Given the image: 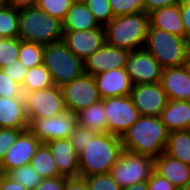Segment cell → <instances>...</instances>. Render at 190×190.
<instances>
[{"label":"cell","instance_id":"83f0119b","mask_svg":"<svg viewBox=\"0 0 190 190\" xmlns=\"http://www.w3.org/2000/svg\"><path fill=\"white\" fill-rule=\"evenodd\" d=\"M54 86L50 72L44 64L28 69L22 84V91L25 95L28 92L50 88Z\"/></svg>","mask_w":190,"mask_h":190},{"label":"cell","instance_id":"e0dca14e","mask_svg":"<svg viewBox=\"0 0 190 190\" xmlns=\"http://www.w3.org/2000/svg\"><path fill=\"white\" fill-rule=\"evenodd\" d=\"M160 84L168 100L190 101V72L186 64L164 68Z\"/></svg>","mask_w":190,"mask_h":190},{"label":"cell","instance_id":"9c48e42d","mask_svg":"<svg viewBox=\"0 0 190 190\" xmlns=\"http://www.w3.org/2000/svg\"><path fill=\"white\" fill-rule=\"evenodd\" d=\"M101 100L107 117L108 133L112 135L122 137L141 116L130 96H114Z\"/></svg>","mask_w":190,"mask_h":190},{"label":"cell","instance_id":"ac0fdd59","mask_svg":"<svg viewBox=\"0 0 190 190\" xmlns=\"http://www.w3.org/2000/svg\"><path fill=\"white\" fill-rule=\"evenodd\" d=\"M101 99L129 96L133 84L124 68L111 69L94 76Z\"/></svg>","mask_w":190,"mask_h":190},{"label":"cell","instance_id":"816d5d0a","mask_svg":"<svg viewBox=\"0 0 190 190\" xmlns=\"http://www.w3.org/2000/svg\"><path fill=\"white\" fill-rule=\"evenodd\" d=\"M73 2L86 3L88 0H72Z\"/></svg>","mask_w":190,"mask_h":190},{"label":"cell","instance_id":"f35d334b","mask_svg":"<svg viewBox=\"0 0 190 190\" xmlns=\"http://www.w3.org/2000/svg\"><path fill=\"white\" fill-rule=\"evenodd\" d=\"M24 130L27 129L0 128V163Z\"/></svg>","mask_w":190,"mask_h":190},{"label":"cell","instance_id":"f1b7e54d","mask_svg":"<svg viewBox=\"0 0 190 190\" xmlns=\"http://www.w3.org/2000/svg\"><path fill=\"white\" fill-rule=\"evenodd\" d=\"M19 10L10 6L0 9V38H18Z\"/></svg>","mask_w":190,"mask_h":190},{"label":"cell","instance_id":"9a60e30c","mask_svg":"<svg viewBox=\"0 0 190 190\" xmlns=\"http://www.w3.org/2000/svg\"><path fill=\"white\" fill-rule=\"evenodd\" d=\"M62 41L67 48L83 61L99 50L105 42L104 26L81 31H63Z\"/></svg>","mask_w":190,"mask_h":190},{"label":"cell","instance_id":"d4e9b609","mask_svg":"<svg viewBox=\"0 0 190 190\" xmlns=\"http://www.w3.org/2000/svg\"><path fill=\"white\" fill-rule=\"evenodd\" d=\"M76 114L79 126L96 131L97 133H108L107 117L102 100L87 108H83Z\"/></svg>","mask_w":190,"mask_h":190},{"label":"cell","instance_id":"8992f818","mask_svg":"<svg viewBox=\"0 0 190 190\" xmlns=\"http://www.w3.org/2000/svg\"><path fill=\"white\" fill-rule=\"evenodd\" d=\"M43 64L57 87H62L85 73L84 61L75 56L62 40L44 46Z\"/></svg>","mask_w":190,"mask_h":190},{"label":"cell","instance_id":"7c38bea8","mask_svg":"<svg viewBox=\"0 0 190 190\" xmlns=\"http://www.w3.org/2000/svg\"><path fill=\"white\" fill-rule=\"evenodd\" d=\"M124 69L133 85L158 83L163 70L145 48L130 52Z\"/></svg>","mask_w":190,"mask_h":190},{"label":"cell","instance_id":"bcb514c9","mask_svg":"<svg viewBox=\"0 0 190 190\" xmlns=\"http://www.w3.org/2000/svg\"><path fill=\"white\" fill-rule=\"evenodd\" d=\"M0 190H26L20 183L13 181L6 174L0 173Z\"/></svg>","mask_w":190,"mask_h":190},{"label":"cell","instance_id":"f907efd6","mask_svg":"<svg viewBox=\"0 0 190 190\" xmlns=\"http://www.w3.org/2000/svg\"><path fill=\"white\" fill-rule=\"evenodd\" d=\"M179 190H190V182L185 186H183L182 188H180Z\"/></svg>","mask_w":190,"mask_h":190},{"label":"cell","instance_id":"d6a6232c","mask_svg":"<svg viewBox=\"0 0 190 190\" xmlns=\"http://www.w3.org/2000/svg\"><path fill=\"white\" fill-rule=\"evenodd\" d=\"M20 38H0V69L18 60Z\"/></svg>","mask_w":190,"mask_h":190},{"label":"cell","instance_id":"277c9868","mask_svg":"<svg viewBox=\"0 0 190 190\" xmlns=\"http://www.w3.org/2000/svg\"><path fill=\"white\" fill-rule=\"evenodd\" d=\"M18 38L43 46L59 42L63 38V22L37 6L21 9Z\"/></svg>","mask_w":190,"mask_h":190},{"label":"cell","instance_id":"d6986e66","mask_svg":"<svg viewBox=\"0 0 190 190\" xmlns=\"http://www.w3.org/2000/svg\"><path fill=\"white\" fill-rule=\"evenodd\" d=\"M45 144L50 149L61 176L67 178L79 176L78 152L69 138L47 141Z\"/></svg>","mask_w":190,"mask_h":190},{"label":"cell","instance_id":"7a4b0ae2","mask_svg":"<svg viewBox=\"0 0 190 190\" xmlns=\"http://www.w3.org/2000/svg\"><path fill=\"white\" fill-rule=\"evenodd\" d=\"M123 152L121 137L97 133L78 153L79 176L109 173Z\"/></svg>","mask_w":190,"mask_h":190},{"label":"cell","instance_id":"74e56055","mask_svg":"<svg viewBox=\"0 0 190 190\" xmlns=\"http://www.w3.org/2000/svg\"><path fill=\"white\" fill-rule=\"evenodd\" d=\"M24 97L22 86L12 81L6 73L0 69V97Z\"/></svg>","mask_w":190,"mask_h":190},{"label":"cell","instance_id":"681fc988","mask_svg":"<svg viewBox=\"0 0 190 190\" xmlns=\"http://www.w3.org/2000/svg\"><path fill=\"white\" fill-rule=\"evenodd\" d=\"M8 6L7 0H0V9L6 8Z\"/></svg>","mask_w":190,"mask_h":190},{"label":"cell","instance_id":"7bdbcfd3","mask_svg":"<svg viewBox=\"0 0 190 190\" xmlns=\"http://www.w3.org/2000/svg\"><path fill=\"white\" fill-rule=\"evenodd\" d=\"M181 1L182 0H143L144 12L149 14L158 8L180 4Z\"/></svg>","mask_w":190,"mask_h":190},{"label":"cell","instance_id":"30bf717a","mask_svg":"<svg viewBox=\"0 0 190 190\" xmlns=\"http://www.w3.org/2000/svg\"><path fill=\"white\" fill-rule=\"evenodd\" d=\"M66 110L77 113L101 100L93 75L84 73L61 87Z\"/></svg>","mask_w":190,"mask_h":190},{"label":"cell","instance_id":"d590c367","mask_svg":"<svg viewBox=\"0 0 190 190\" xmlns=\"http://www.w3.org/2000/svg\"><path fill=\"white\" fill-rule=\"evenodd\" d=\"M88 190H121L119 184L109 173L84 177Z\"/></svg>","mask_w":190,"mask_h":190},{"label":"cell","instance_id":"ab89813d","mask_svg":"<svg viewBox=\"0 0 190 190\" xmlns=\"http://www.w3.org/2000/svg\"><path fill=\"white\" fill-rule=\"evenodd\" d=\"M2 70L12 81L21 86L28 72V68L25 67L19 59L13 61L11 64L6 65L4 68H2Z\"/></svg>","mask_w":190,"mask_h":190},{"label":"cell","instance_id":"60d3db41","mask_svg":"<svg viewBox=\"0 0 190 190\" xmlns=\"http://www.w3.org/2000/svg\"><path fill=\"white\" fill-rule=\"evenodd\" d=\"M66 177L59 176L42 179L34 190H65Z\"/></svg>","mask_w":190,"mask_h":190},{"label":"cell","instance_id":"2e32d148","mask_svg":"<svg viewBox=\"0 0 190 190\" xmlns=\"http://www.w3.org/2000/svg\"><path fill=\"white\" fill-rule=\"evenodd\" d=\"M130 51L115 47L107 42L84 60L86 74L97 75L111 69L125 68Z\"/></svg>","mask_w":190,"mask_h":190},{"label":"cell","instance_id":"3957f363","mask_svg":"<svg viewBox=\"0 0 190 190\" xmlns=\"http://www.w3.org/2000/svg\"><path fill=\"white\" fill-rule=\"evenodd\" d=\"M149 26L145 12L114 17L104 26L105 42L130 52L144 48Z\"/></svg>","mask_w":190,"mask_h":190},{"label":"cell","instance_id":"1f68e13d","mask_svg":"<svg viewBox=\"0 0 190 190\" xmlns=\"http://www.w3.org/2000/svg\"><path fill=\"white\" fill-rule=\"evenodd\" d=\"M72 3V0H38L36 6L48 15L63 22Z\"/></svg>","mask_w":190,"mask_h":190},{"label":"cell","instance_id":"b9f144b4","mask_svg":"<svg viewBox=\"0 0 190 190\" xmlns=\"http://www.w3.org/2000/svg\"><path fill=\"white\" fill-rule=\"evenodd\" d=\"M149 190H178L170 181L160 176L155 171L147 181Z\"/></svg>","mask_w":190,"mask_h":190},{"label":"cell","instance_id":"8d00e7d4","mask_svg":"<svg viewBox=\"0 0 190 190\" xmlns=\"http://www.w3.org/2000/svg\"><path fill=\"white\" fill-rule=\"evenodd\" d=\"M96 134V131L77 125L69 136V139L74 149L79 153L85 148L89 139L93 138Z\"/></svg>","mask_w":190,"mask_h":190},{"label":"cell","instance_id":"cb8c5ba5","mask_svg":"<svg viewBox=\"0 0 190 190\" xmlns=\"http://www.w3.org/2000/svg\"><path fill=\"white\" fill-rule=\"evenodd\" d=\"M100 25L95 20L86 3L73 2L63 21V31L96 29Z\"/></svg>","mask_w":190,"mask_h":190},{"label":"cell","instance_id":"f6af8a7d","mask_svg":"<svg viewBox=\"0 0 190 190\" xmlns=\"http://www.w3.org/2000/svg\"><path fill=\"white\" fill-rule=\"evenodd\" d=\"M65 190H88L87 182L84 177H66Z\"/></svg>","mask_w":190,"mask_h":190},{"label":"cell","instance_id":"484cf974","mask_svg":"<svg viewBox=\"0 0 190 190\" xmlns=\"http://www.w3.org/2000/svg\"><path fill=\"white\" fill-rule=\"evenodd\" d=\"M165 153L190 165V129L170 132Z\"/></svg>","mask_w":190,"mask_h":190},{"label":"cell","instance_id":"4fadbf2b","mask_svg":"<svg viewBox=\"0 0 190 190\" xmlns=\"http://www.w3.org/2000/svg\"><path fill=\"white\" fill-rule=\"evenodd\" d=\"M129 96L140 115L160 116L168 102L160 82L133 85Z\"/></svg>","mask_w":190,"mask_h":190},{"label":"cell","instance_id":"c3c4849f","mask_svg":"<svg viewBox=\"0 0 190 190\" xmlns=\"http://www.w3.org/2000/svg\"><path fill=\"white\" fill-rule=\"evenodd\" d=\"M121 190H149L147 181L142 183H136L129 187L122 188Z\"/></svg>","mask_w":190,"mask_h":190},{"label":"cell","instance_id":"ffe728a7","mask_svg":"<svg viewBox=\"0 0 190 190\" xmlns=\"http://www.w3.org/2000/svg\"><path fill=\"white\" fill-rule=\"evenodd\" d=\"M154 171L170 181L178 190L190 182V165L165 152L154 159Z\"/></svg>","mask_w":190,"mask_h":190},{"label":"cell","instance_id":"603a6c76","mask_svg":"<svg viewBox=\"0 0 190 190\" xmlns=\"http://www.w3.org/2000/svg\"><path fill=\"white\" fill-rule=\"evenodd\" d=\"M160 118L169 133L190 129V101L168 100Z\"/></svg>","mask_w":190,"mask_h":190},{"label":"cell","instance_id":"5bb4252c","mask_svg":"<svg viewBox=\"0 0 190 190\" xmlns=\"http://www.w3.org/2000/svg\"><path fill=\"white\" fill-rule=\"evenodd\" d=\"M41 144L38 138L28 129L24 130L6 152L0 163V173L7 174L15 168L30 164L32 157Z\"/></svg>","mask_w":190,"mask_h":190},{"label":"cell","instance_id":"ee69618b","mask_svg":"<svg viewBox=\"0 0 190 190\" xmlns=\"http://www.w3.org/2000/svg\"><path fill=\"white\" fill-rule=\"evenodd\" d=\"M180 10L185 29V38L190 43V0H182Z\"/></svg>","mask_w":190,"mask_h":190},{"label":"cell","instance_id":"44dd1931","mask_svg":"<svg viewBox=\"0 0 190 190\" xmlns=\"http://www.w3.org/2000/svg\"><path fill=\"white\" fill-rule=\"evenodd\" d=\"M24 97H0V128L28 129Z\"/></svg>","mask_w":190,"mask_h":190},{"label":"cell","instance_id":"5b68a950","mask_svg":"<svg viewBox=\"0 0 190 190\" xmlns=\"http://www.w3.org/2000/svg\"><path fill=\"white\" fill-rule=\"evenodd\" d=\"M144 48L157 60L161 67H178L187 64L190 43L186 38L168 31L148 26Z\"/></svg>","mask_w":190,"mask_h":190},{"label":"cell","instance_id":"7dc6e473","mask_svg":"<svg viewBox=\"0 0 190 190\" xmlns=\"http://www.w3.org/2000/svg\"><path fill=\"white\" fill-rule=\"evenodd\" d=\"M8 6L16 9L21 10L27 7L36 6L38 0H7Z\"/></svg>","mask_w":190,"mask_h":190},{"label":"cell","instance_id":"4dcf8cb0","mask_svg":"<svg viewBox=\"0 0 190 190\" xmlns=\"http://www.w3.org/2000/svg\"><path fill=\"white\" fill-rule=\"evenodd\" d=\"M6 175L13 181L20 183L26 190H34L42 180L31 164L15 168Z\"/></svg>","mask_w":190,"mask_h":190},{"label":"cell","instance_id":"8fae6325","mask_svg":"<svg viewBox=\"0 0 190 190\" xmlns=\"http://www.w3.org/2000/svg\"><path fill=\"white\" fill-rule=\"evenodd\" d=\"M77 125V114L66 110L54 117L33 119L29 123L28 130L41 143H46L56 139L69 138Z\"/></svg>","mask_w":190,"mask_h":190},{"label":"cell","instance_id":"7402d4cb","mask_svg":"<svg viewBox=\"0 0 190 190\" xmlns=\"http://www.w3.org/2000/svg\"><path fill=\"white\" fill-rule=\"evenodd\" d=\"M148 15L149 25L151 27L165 30L173 35L185 38V29L181 17L180 4L158 8L150 12Z\"/></svg>","mask_w":190,"mask_h":190},{"label":"cell","instance_id":"e575fe53","mask_svg":"<svg viewBox=\"0 0 190 190\" xmlns=\"http://www.w3.org/2000/svg\"><path fill=\"white\" fill-rule=\"evenodd\" d=\"M114 17L144 12L143 0H108Z\"/></svg>","mask_w":190,"mask_h":190},{"label":"cell","instance_id":"f5cc1de1","mask_svg":"<svg viewBox=\"0 0 190 190\" xmlns=\"http://www.w3.org/2000/svg\"><path fill=\"white\" fill-rule=\"evenodd\" d=\"M187 67H188V70H189V72H190V56H189V58H188V61H187Z\"/></svg>","mask_w":190,"mask_h":190},{"label":"cell","instance_id":"52a82bcc","mask_svg":"<svg viewBox=\"0 0 190 190\" xmlns=\"http://www.w3.org/2000/svg\"><path fill=\"white\" fill-rule=\"evenodd\" d=\"M154 172V158L123 149L109 174L122 188L148 181Z\"/></svg>","mask_w":190,"mask_h":190},{"label":"cell","instance_id":"f546056e","mask_svg":"<svg viewBox=\"0 0 190 190\" xmlns=\"http://www.w3.org/2000/svg\"><path fill=\"white\" fill-rule=\"evenodd\" d=\"M44 46L20 39L19 60L29 68L43 64Z\"/></svg>","mask_w":190,"mask_h":190},{"label":"cell","instance_id":"4316f807","mask_svg":"<svg viewBox=\"0 0 190 190\" xmlns=\"http://www.w3.org/2000/svg\"><path fill=\"white\" fill-rule=\"evenodd\" d=\"M30 164L42 179L61 176L59 174L55 159L45 143H42L38 147L31 159Z\"/></svg>","mask_w":190,"mask_h":190},{"label":"cell","instance_id":"836d02e7","mask_svg":"<svg viewBox=\"0 0 190 190\" xmlns=\"http://www.w3.org/2000/svg\"><path fill=\"white\" fill-rule=\"evenodd\" d=\"M86 4L99 25L105 26L114 18L108 0H88Z\"/></svg>","mask_w":190,"mask_h":190},{"label":"cell","instance_id":"ba28073f","mask_svg":"<svg viewBox=\"0 0 190 190\" xmlns=\"http://www.w3.org/2000/svg\"><path fill=\"white\" fill-rule=\"evenodd\" d=\"M24 98L29 123L33 119L54 117L66 111L61 87L55 85L28 92Z\"/></svg>","mask_w":190,"mask_h":190},{"label":"cell","instance_id":"6da1fadb","mask_svg":"<svg viewBox=\"0 0 190 190\" xmlns=\"http://www.w3.org/2000/svg\"><path fill=\"white\" fill-rule=\"evenodd\" d=\"M168 134L160 116L141 115L122 135L123 149L157 158L165 152Z\"/></svg>","mask_w":190,"mask_h":190}]
</instances>
